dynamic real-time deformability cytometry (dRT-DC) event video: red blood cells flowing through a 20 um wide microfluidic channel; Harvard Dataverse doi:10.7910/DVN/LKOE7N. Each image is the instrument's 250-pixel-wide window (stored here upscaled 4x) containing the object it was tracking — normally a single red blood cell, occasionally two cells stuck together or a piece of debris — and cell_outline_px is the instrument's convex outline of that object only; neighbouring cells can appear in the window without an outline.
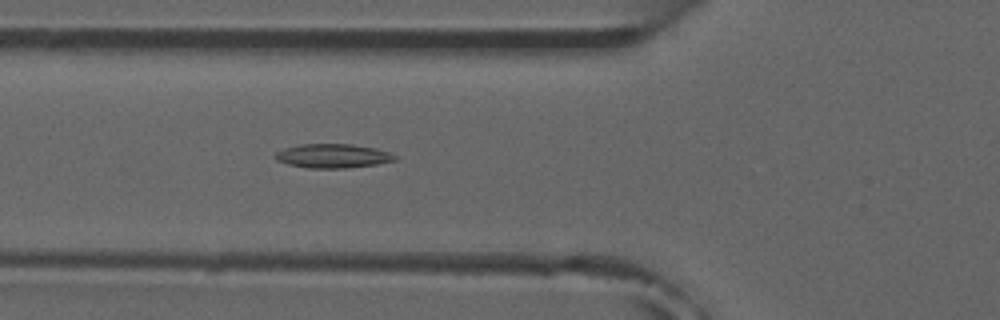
{"species": "common noctule bat (a hibernating species)", "species_latin": "Nyctalus noctula", "temperature_condition": "room temperature", "stored_images_in_passage": 2, "camera_frame_rate_fps": 3000, "um_per_image_px": 0.085, "animal": {"sex": "male", "forearm_length_mm": 52.5}, "frame": {"image": 1, "passage_image": 2, "time_ms": 1.0, "image_size_px": [1000, 320], "cell_outline_px": [[396, 160], [376, 164], [344, 168], [308, 168], [288, 164], [276, 160], [272, 156], [276, 152], [284, 148], [300, 144], [352, 144], [376, 148], [388, 152], [396, 156]], "centroid_in_image_um": [28.25, 13.25], "position_along_channel_um": 97.6, "area_um2": 16.76}}